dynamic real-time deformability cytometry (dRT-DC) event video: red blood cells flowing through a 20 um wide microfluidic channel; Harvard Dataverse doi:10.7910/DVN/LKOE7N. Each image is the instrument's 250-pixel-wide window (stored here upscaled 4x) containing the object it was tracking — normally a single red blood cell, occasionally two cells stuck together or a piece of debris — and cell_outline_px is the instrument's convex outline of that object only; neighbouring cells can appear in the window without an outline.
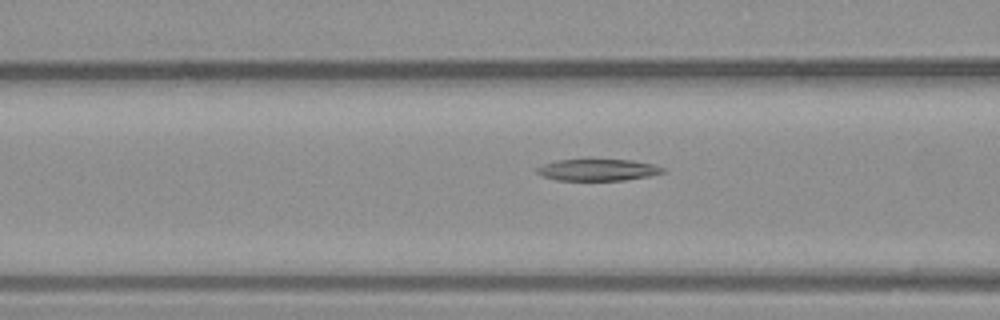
{"species": "common noctule bat (a hibernating species)", "species_latin": "Nyctalus noctula", "temperature_condition": "warm", "stored_images_in_passage": 40, "segment_of_instrument_passage": [1, 2], "camera_frame_rate_fps": 3000, "um_per_image_px": 0.085, "animal": {"sex": "male", "body_mass_g": 23.1, "forearm_length_mm": 52.7}, "frame": {"image": 1, "passage_image": 5, "time_ms": 1.333, "image_size_px": [1000, 320], "cell_outline_px": [[664, 172], [648, 176], [624, 180], [556, 180], [544, 176], [536, 172], [536, 168], [544, 164], [556, 160], [632, 160], [652, 164], [664, 168]], "centroid_in_image_um": [50.8, 14.44], "position_along_channel_um": 115.8, "area_um2": 15.61}}
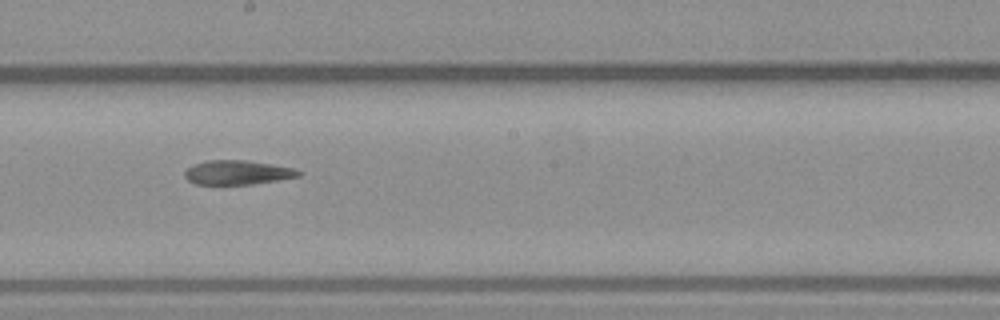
{"frame": {"image": 2, "passage_image": 14, "time_ms": 4.333, "image_size_px": [1000, 320], "cell_outline_px": [[300, 176], [252, 184], [196, 184], [188, 180], [184, 176], [184, 172], [188, 168], [196, 164], [208, 160], [248, 160], [296, 168], [300, 172]], "centroid_in_image_um": [20.19, 14.65], "position_along_channel_um": 228.0, "area_um2": 15.95}}
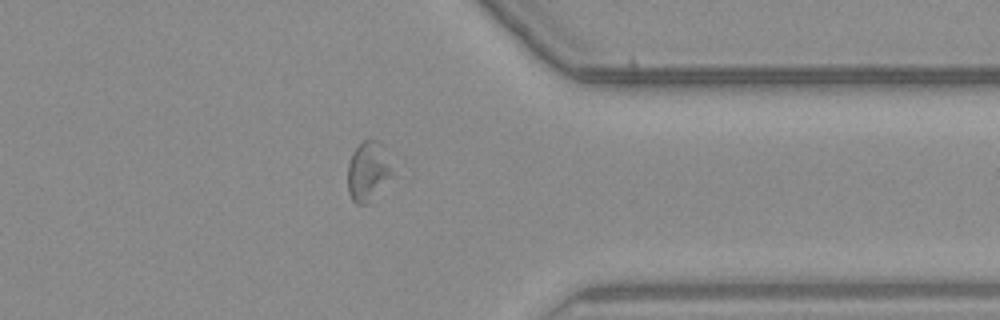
{"frame": {"image": 3, "passage_image": 27, "time_ms": 8.667, "image_size_px": [1000, 320], "cell_outline_px": [[392, 176], [368, 204], [356, 204], [352, 200], [348, 192], [348, 164], [352, 152], [364, 140], [380, 140], [384, 144]], "centroid_in_image_um": [31.27, 14.55], "position_along_channel_um": 380.1, "area_um2": 15.37}}